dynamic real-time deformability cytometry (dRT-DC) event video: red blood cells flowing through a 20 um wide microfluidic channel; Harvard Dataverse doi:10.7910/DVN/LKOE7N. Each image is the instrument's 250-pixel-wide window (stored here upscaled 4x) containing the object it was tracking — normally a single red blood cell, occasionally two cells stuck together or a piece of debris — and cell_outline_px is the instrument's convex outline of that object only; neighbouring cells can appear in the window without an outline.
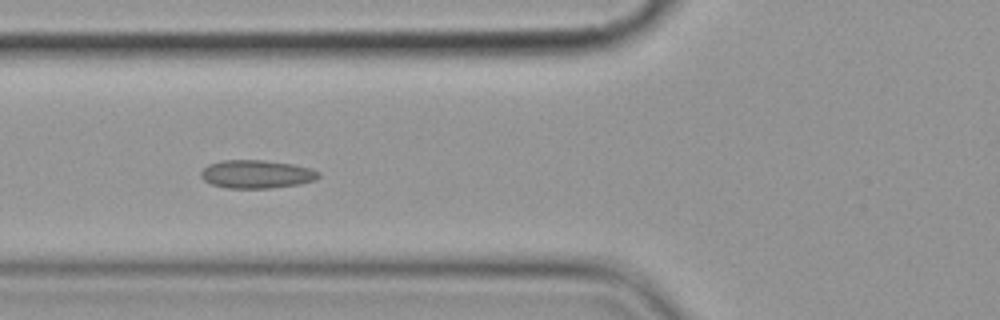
{"species": "common noctule bat (a hibernating species)", "species_latin": "Nyctalus noctula", "temperature_condition": "cold", "stored_images_in_passage": 15, "camera_frame_rate_fps": 3000, "um_per_image_px": 0.085, "animal": {"sex": "female", "body_mass_g": 19.9}, "frame": {"image": 1, "passage_image": 5, "time_ms": 5.667, "image_size_px": [1000, 320], "cell_outline_px": [[320, 176], [316, 180], [300, 184], [272, 188], [228, 188], [212, 184], [204, 180], [200, 176], [200, 172], [208, 164], [224, 160], [264, 160], [292, 164], [308, 168], [320, 172]], "centroid_in_image_um": [21.81, 14.8], "position_along_channel_um": 104.0, "area_um2": 19.36}}
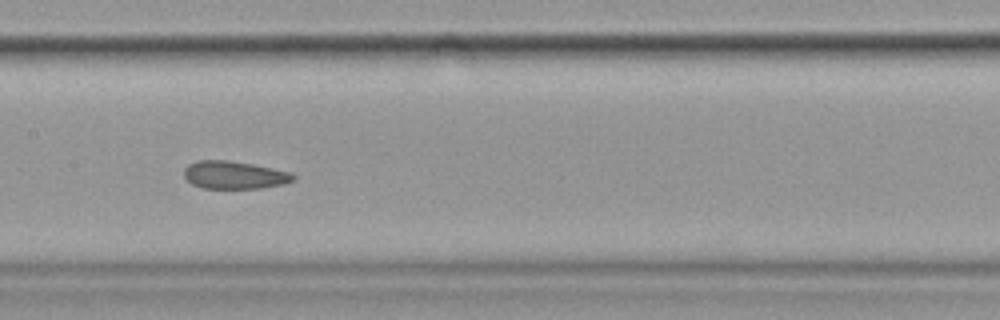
{"frame": {"image": 2, "passage_image": 7, "time_ms": 8.0, "image_size_px": [1000, 320], "cell_outline_px": [[296, 180], [284, 184], [260, 188], [204, 188], [192, 184], [184, 176], [184, 168], [188, 164], [196, 160], [228, 160], [252, 164], [292, 172], [296, 176]], "centroid_in_image_um": [19.94, 14.87], "position_along_channel_um": 187.5, "area_um2": 17.8}}
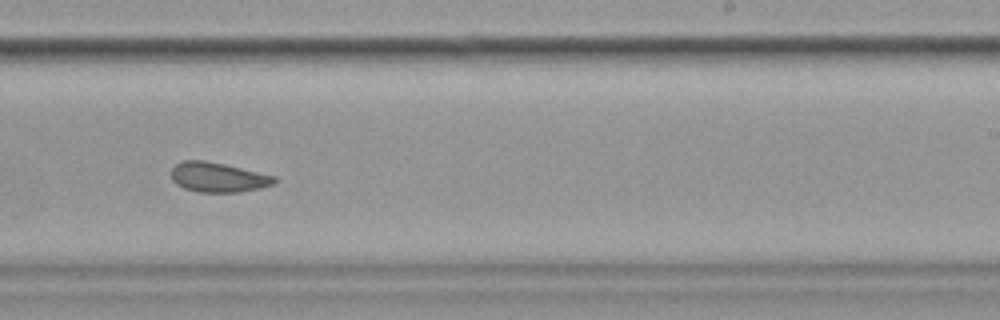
{"frame": {"image": 3, "passage_image": 9, "time_ms": 10.333, "image_size_px": [1000, 320], "cell_outline_px": [[276, 184], [260, 188], [240, 192], [200, 192], [184, 188], [176, 184], [172, 180], [172, 168], [180, 160], [204, 160], [224, 164], [276, 176]], "centroid_in_image_um": [18.54, 15.07], "position_along_channel_um": 270.5, "area_um2": 17.92}, "authors_computed_cell_mechanics": {"area_um2": 19.363, "velocity_mm_per_s": 3.5774, "shape_relaxation_time_tau1_ms": null, "shape_relaxation_time_tau2_ms": 3.8687, "deformation_change_tau1": null, "deformation_change_tau2": 0.0767}}